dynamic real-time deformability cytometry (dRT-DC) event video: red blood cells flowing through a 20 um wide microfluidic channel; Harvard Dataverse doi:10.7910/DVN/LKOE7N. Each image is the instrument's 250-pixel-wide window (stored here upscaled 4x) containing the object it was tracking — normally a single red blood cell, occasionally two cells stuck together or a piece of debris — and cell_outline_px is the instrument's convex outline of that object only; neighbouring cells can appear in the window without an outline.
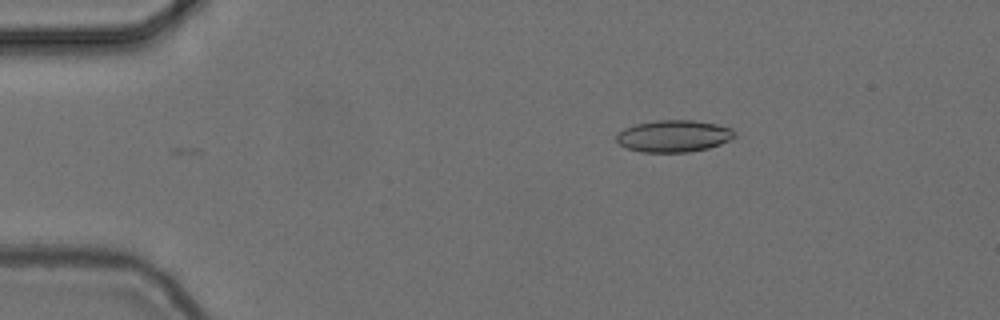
{"species": "common noctule bat (a hibernating species)", "species_latin": "Nyctalus noctula", "temperature_condition": "cold", "stored_images_in_passage": 34, "camera_frame_rate_fps": 3000, "um_per_image_px": 0.085, "animal": {"sex": "female", "body_mass_g": 24.6, "forearm_length_mm": 56.2}, "frame": {"image": 1, "passage_image": 1, "time_ms": 0.0, "image_size_px": [1000, 320], "cell_outline_px": [[736, 136], [732, 140], [708, 148], [688, 152], [640, 152], [628, 148], [620, 144], [616, 140], [616, 136], [624, 128], [636, 124], [656, 120], [692, 120], [716, 124], [732, 128], [736, 132]], "centroid_in_image_um": [57.3, 11.56], "position_along_channel_um": 27.7, "area_um2": 22.02}}
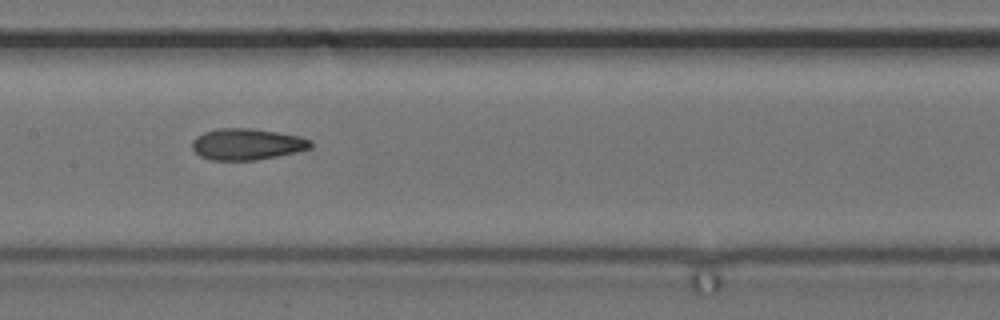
{"frame": {"image": 2, "passage_image": 19, "time_ms": 6.0, "image_size_px": [1000, 320], "cell_outline_px": [[312, 148], [296, 152], [256, 160], [212, 160], [200, 156], [192, 148], [192, 140], [196, 136], [204, 132], [216, 128], [252, 128], [300, 136], [312, 140]], "centroid_in_image_um": [20.99, 12.25], "position_along_channel_um": 186.4, "area_um2": 21.73}}
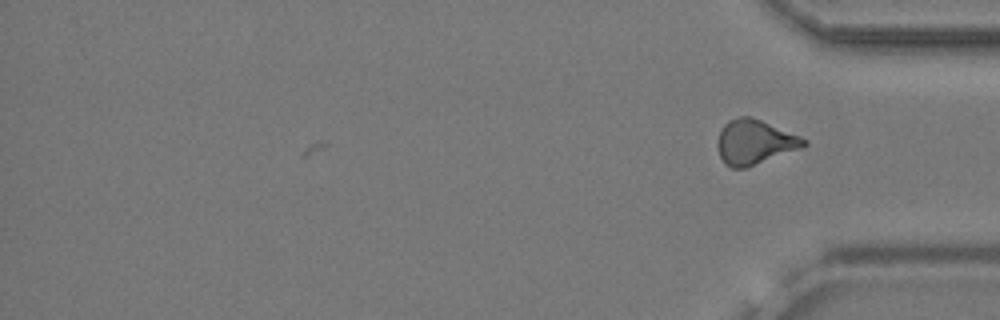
{"frame": {"image": 3, "passage_image": 34, "time_ms": 11.0, "image_size_px": [1000, 320], "cell_outline_px": [[808, 144], [804, 148], [748, 168], [732, 168], [724, 164], [720, 156], [716, 144], [720, 128], [728, 120], [740, 116], [748, 116], [760, 120], [800, 136], [808, 140]], "centroid_in_image_um": [64.15, 12.1], "position_along_channel_um": 371.1, "area_um2": 22.89}, "authors_computed_cell_mechanics": {"area_um2": 21.5594, "velocity_mm_per_s": 3.7241, "shape_relaxation_time_tau1_ms": 5.3212, "shape_relaxation_time_tau2_ms": 2.4508, "deformation_change_tau1": 0.1433, "deformation_change_tau2": 0.0828}}